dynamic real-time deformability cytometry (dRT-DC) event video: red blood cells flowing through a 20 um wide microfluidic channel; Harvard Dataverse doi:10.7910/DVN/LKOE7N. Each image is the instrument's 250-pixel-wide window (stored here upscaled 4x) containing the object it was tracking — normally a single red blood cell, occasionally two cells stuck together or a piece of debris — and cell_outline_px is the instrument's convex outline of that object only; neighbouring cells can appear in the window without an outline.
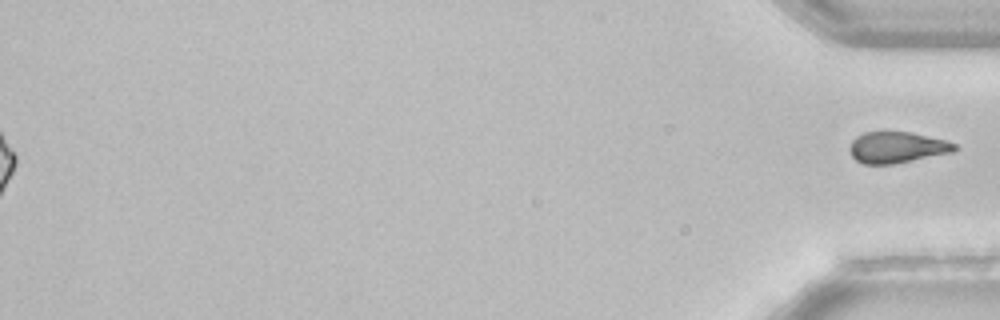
{"species": "common noctule bat (a hibernating species)", "species_latin": "Nyctalus noctula", "temperature_condition": "room temperature", "stored_images_in_passage": 54, "segment_of_instrument_passage": [2, 2], "camera_frame_rate_fps": 3000, "um_per_image_px": 0.085, "animal": {"sex": "female", "body_mass_g": 22.7, "forearm_length_mm": 54.2}, "frame": {"image": 1, "passage_image": 54, "time_ms": 17.667, "image_size_px": [1000, 320], "cell_outline_px": [[960, 148], [952, 152], [892, 164], [864, 164], [856, 160], [852, 156], [848, 148], [852, 140], [856, 136], [864, 132], [912, 132], [944, 140], [956, 144]], "centroid_in_image_um": [76.22, 12.52], "position_along_channel_um": 359.0, "area_um2": 19.02}}